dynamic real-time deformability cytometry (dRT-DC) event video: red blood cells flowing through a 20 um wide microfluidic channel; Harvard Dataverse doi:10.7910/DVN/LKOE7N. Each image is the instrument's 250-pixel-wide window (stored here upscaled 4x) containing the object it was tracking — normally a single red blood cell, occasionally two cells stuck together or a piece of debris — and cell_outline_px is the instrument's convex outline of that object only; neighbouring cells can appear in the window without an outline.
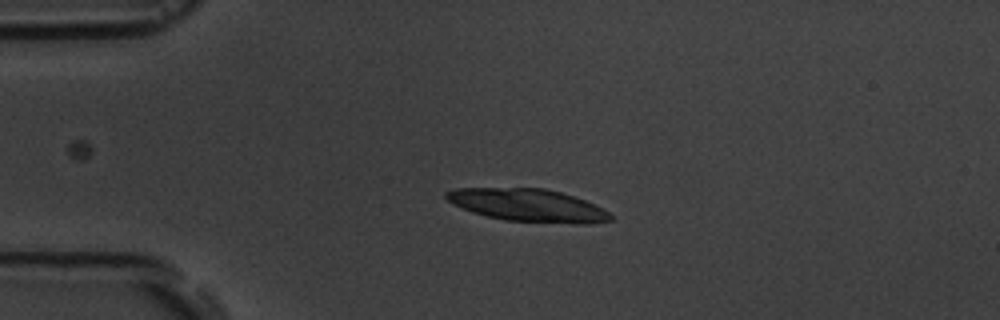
{"species": "common noctule bat (a hibernating species)", "species_latin": "Nyctalus noctula", "temperature_condition": "room temperature", "stored_images_in_passage": 4, "camera_frame_rate_fps": 3000, "um_per_image_px": 0.085, "animal": {"sex": "male", "body_mass_g": 19.5, "forearm_length_mm": 54.6}, "frame": {"image": 1, "passage_image": 3, "time_ms": 2.333, "image_size_px": [1000, 320], "cell_outline_px": [[612, 220], [592, 224], [576, 224], [504, 220], [472, 212], [452, 204], [444, 196], [444, 192], [456, 188], [544, 188], [560, 192], [584, 200], [608, 212], [612, 216]], "centroid_in_image_um": [44.85, 17.45], "position_along_channel_um": 40.2, "area_um2": 31.15}}